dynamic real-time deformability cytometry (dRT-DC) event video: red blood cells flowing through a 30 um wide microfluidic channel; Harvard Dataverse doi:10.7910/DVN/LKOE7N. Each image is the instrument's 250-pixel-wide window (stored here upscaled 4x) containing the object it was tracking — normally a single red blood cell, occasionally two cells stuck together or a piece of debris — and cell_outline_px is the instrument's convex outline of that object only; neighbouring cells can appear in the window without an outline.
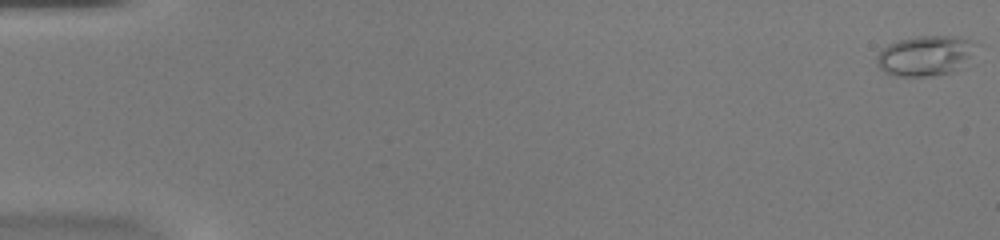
{"species": "common noctule bat (a hibernating species)", "species_latin": "Nyctalus noctula", "temperature_condition": "warm", "stored_images_in_passage": 53, "camera_frame_rate_fps": 3000, "um_per_image_px": 0.085, "animal": {"sex": "female", "body_mass_g": 20.0, "forearm_length_mm": 54.0}, "frame": {"image": 1, "passage_image": 1, "time_ms": 0.0, "image_size_px": [1000, 240], "cell_outline_px": [[980, 44], [968, 68], [952, 72], [928, 76], [892, 76], [884, 72], [876, 64], [876, 56], [888, 44], [900, 40], [916, 36], [960, 36]], "centroid_in_image_um": [78.78, 4.74], "position_along_channel_um": 6.2, "area_um2": 24.16}}
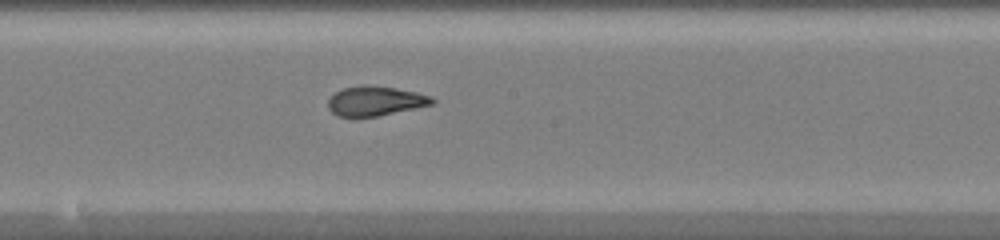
{"frame": {"image": 2, "passage_image": 30, "time_ms": 9.667, "image_size_px": [1000, 240], "cell_outline_px": [[436, 104], [376, 116], [336, 116], [328, 108], [328, 100], [336, 92], [344, 88], [396, 88], [416, 92], [432, 96], [436, 100]], "centroid_in_image_um": [31.97, 8.63], "position_along_channel_um": 216.2, "area_um2": 17.17}}
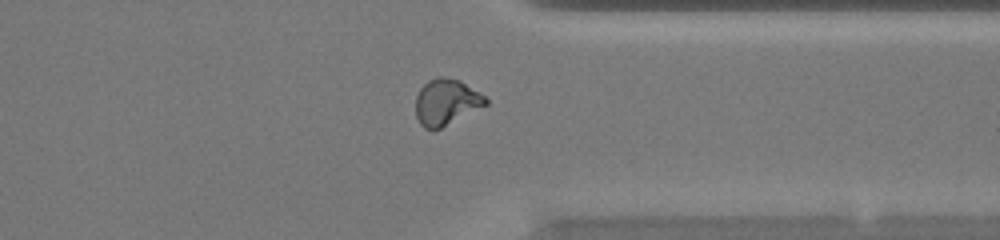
{"frame": {"image": 3, "passage_image": 42, "time_ms": 13.667, "image_size_px": [1000, 240], "cell_outline_px": [[488, 104], [440, 128], [424, 128], [420, 124], [416, 116], [416, 96], [420, 88], [428, 80], [436, 76], [444, 76], [460, 80], [480, 92], [488, 100]], "centroid_in_image_um": [37.93, 8.64], "position_along_channel_um": 373.5, "area_um2": 18.73}, "authors_computed_cell_mechanics": {"area_um2": 19.1318, "velocity_mm_per_s": 3.9794, "shape_relaxation_time_tau1_ms": null, "shape_relaxation_time_tau2_ms": 0.9234, "deformation_change_tau1": null, "deformation_change_tau2": 0.0747}}